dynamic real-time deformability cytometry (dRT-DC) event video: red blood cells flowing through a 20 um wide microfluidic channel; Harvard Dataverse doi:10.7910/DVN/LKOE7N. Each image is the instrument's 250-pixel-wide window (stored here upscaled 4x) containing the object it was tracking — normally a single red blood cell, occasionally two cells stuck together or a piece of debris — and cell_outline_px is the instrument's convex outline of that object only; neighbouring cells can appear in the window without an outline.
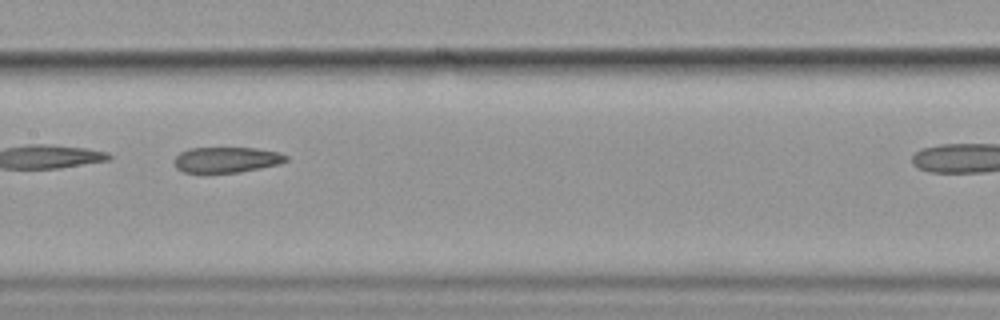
{"species": "common noctule bat (a hibernating species)", "species_latin": "Nyctalus noctula", "temperature_condition": "cold", "stored_images_in_passage": 10, "camera_frame_rate_fps": 3000, "um_per_image_px": 0.085, "animal": {"sex": "female", "body_mass_g": 19.9}, "frame": {"image": 1, "passage_image": 6, "time_ms": 5.667, "image_size_px": [1000, 320], "cell_outline_px": [[288, 160], [280, 164], [240, 172], [184, 172], [176, 168], [172, 160], [180, 152], [188, 148], [256, 148], [280, 152], [288, 156]], "centroid_in_image_um": [19.26, 13.57], "position_along_channel_um": 188.1, "area_um2": 16.76}}
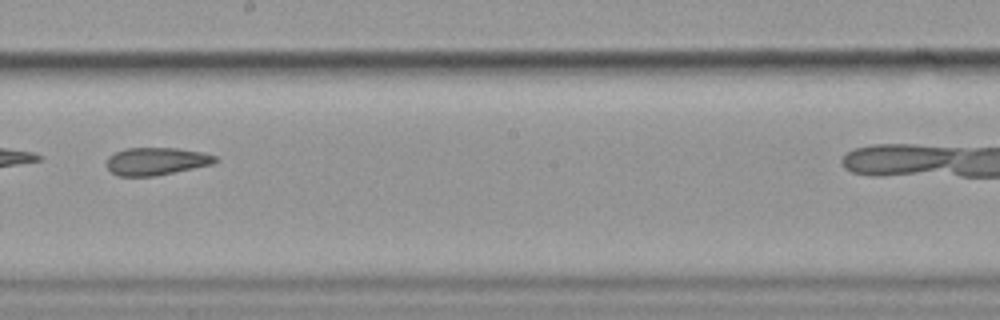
{"frame": {"image": 2, "passage_image": 7, "time_ms": 7.0, "image_size_px": [1000, 320], "cell_outline_px": [[220, 160], [212, 164], [156, 176], [116, 176], [104, 164], [108, 156], [124, 148], [176, 148], [204, 152], [216, 156]], "centroid_in_image_um": [13.27, 13.7], "position_along_channel_um": 234.9, "area_um2": 17.69}}